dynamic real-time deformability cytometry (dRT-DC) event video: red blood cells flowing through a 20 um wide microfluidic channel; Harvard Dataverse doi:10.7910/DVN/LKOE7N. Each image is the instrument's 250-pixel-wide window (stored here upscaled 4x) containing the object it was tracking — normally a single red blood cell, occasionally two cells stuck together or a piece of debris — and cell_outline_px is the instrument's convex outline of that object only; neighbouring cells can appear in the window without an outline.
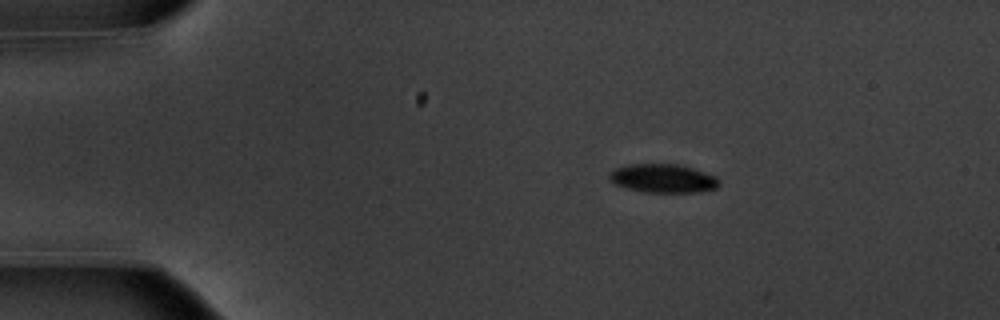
{"species": "common noctule bat (a hibernating species)", "species_latin": "Nyctalus noctula", "temperature_condition": "warm", "stored_images_in_passage": 4, "camera_frame_rate_fps": 3000, "um_per_image_px": 0.085, "animal": {"sex": "male", "body_mass_g": 20.1, "forearm_length_mm": 53.5}, "frame": {"image": 1, "passage_image": 1, "time_ms": 0.0, "image_size_px": [1000, 320], "cell_outline_px": [[720, 184], [716, 188], [692, 192], [644, 192], [624, 188], [608, 180], [608, 172], [616, 168], [628, 164], [676, 164], [692, 168], [716, 176]], "centroid_in_image_um": [56.29, 15.16], "position_along_channel_um": 28.7, "area_um2": 18.32}}